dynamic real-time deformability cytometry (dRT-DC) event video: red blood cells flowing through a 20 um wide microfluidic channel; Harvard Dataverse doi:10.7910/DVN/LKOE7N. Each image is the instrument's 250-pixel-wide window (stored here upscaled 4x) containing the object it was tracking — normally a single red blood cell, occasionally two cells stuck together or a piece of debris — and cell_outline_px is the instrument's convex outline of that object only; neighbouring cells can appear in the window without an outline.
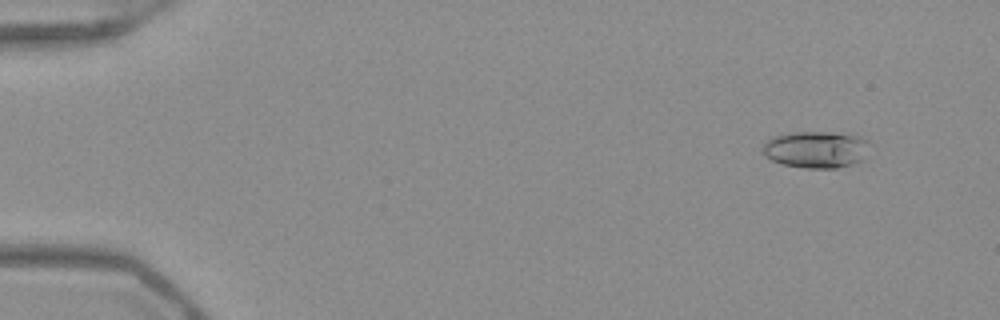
{"species": "Egyptian fruit bat (a non-hibernating species)", "species_latin": "Rousettus aegyptiacus", "temperature_condition": "warm", "stored_images_in_passage": 50, "camera_frame_rate_fps": 3000, "um_per_image_px": 0.085, "frame": {"image": 1, "passage_image": 2, "time_ms": 0.333, "image_size_px": [1000, 320], "cell_outline_px": [[872, 144], [864, 160], [852, 164], [836, 168], [804, 168], [784, 164], [772, 160], [764, 156], [760, 148], [772, 136], [792, 132], [852, 132], [868, 140]], "centroid_in_image_um": [69.43, 12.68], "position_along_channel_um": 15.6, "area_um2": 23.7}}
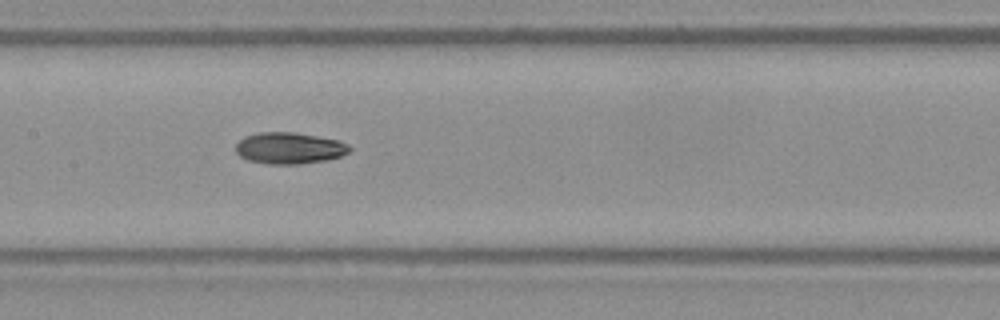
{"frame": {"image": 2, "passage_image": 24, "time_ms": 7.667, "image_size_px": [1000, 320], "cell_outline_px": [[352, 148], [348, 152], [340, 156], [328, 160], [300, 164], [268, 164], [248, 160], [240, 156], [236, 152], [236, 144], [244, 136], [256, 132], [296, 132], [336, 140], [348, 144]], "centroid_in_image_um": [24.57, 12.59], "position_along_channel_um": 182.8, "area_um2": 20.92}}
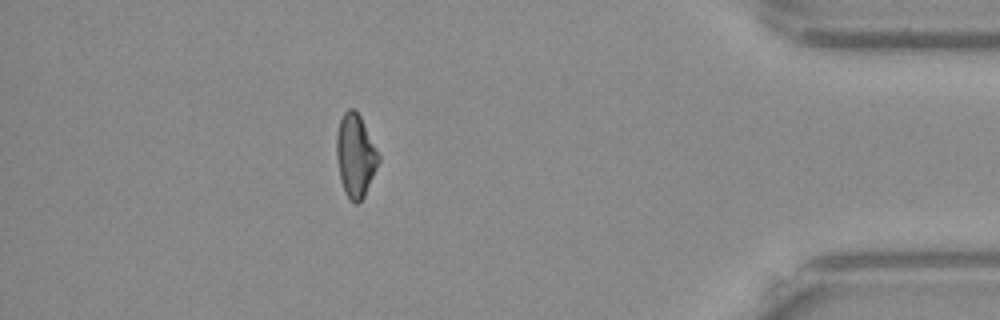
{"frame": {"image": 3, "passage_image": 44, "time_ms": 14.333, "image_size_px": [1000, 320], "cell_outline_px": [[380, 160], [364, 196], [356, 204], [344, 192], [340, 180], [336, 156], [336, 136], [340, 120], [344, 112], [348, 108], [352, 108], [360, 116], [380, 156]], "centroid_in_image_um": [30.19, 13.22], "position_along_channel_um": 405.0, "area_um2": 20.06}, "authors_computed_cell_mechanics": {"area_um2": 20.7791, "velocity_mm_per_s": 3.9587, "shape_relaxation_time_tau1_ms": 5.6233, "shape_relaxation_time_tau2_ms": 2.5275, "deformation_change_tau1": 0.1588, "deformation_change_tau2": 0.0803}}